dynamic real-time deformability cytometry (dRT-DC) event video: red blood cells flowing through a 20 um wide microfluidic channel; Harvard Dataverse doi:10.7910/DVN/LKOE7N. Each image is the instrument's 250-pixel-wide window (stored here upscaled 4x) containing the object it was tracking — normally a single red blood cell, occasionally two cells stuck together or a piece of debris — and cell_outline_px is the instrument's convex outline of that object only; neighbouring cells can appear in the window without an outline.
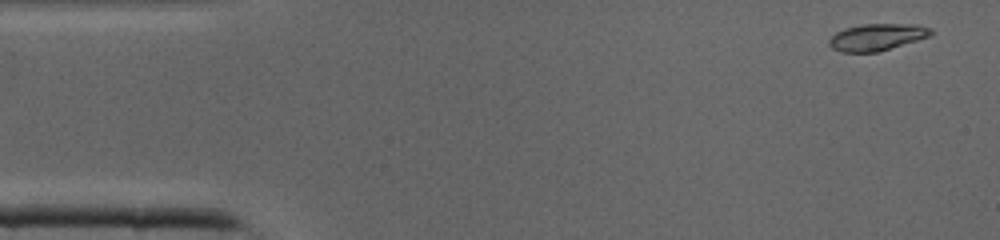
{"species": "common noctule bat (a hibernating species)", "species_latin": "Nyctalus noctula", "temperature_condition": "cold", "stored_images_in_passage": 40, "camera_frame_rate_fps": 3000, "um_per_image_px": 0.085, "animal": {"sex": "male", "body_mass_g": 19.0, "forearm_length_mm": 50.8}, "frame": {"image": 1, "passage_image": 1, "time_ms": 0.0, "image_size_px": [1000, 240], "cell_outline_px": [[932, 36], [876, 52], [840, 52], [832, 48], [828, 44], [828, 40], [836, 32], [844, 28], [864, 24], [916, 24], [932, 28]], "centroid_in_image_um": [74.54, 3.15], "position_along_channel_um": 10.5, "area_um2": 15.95}}
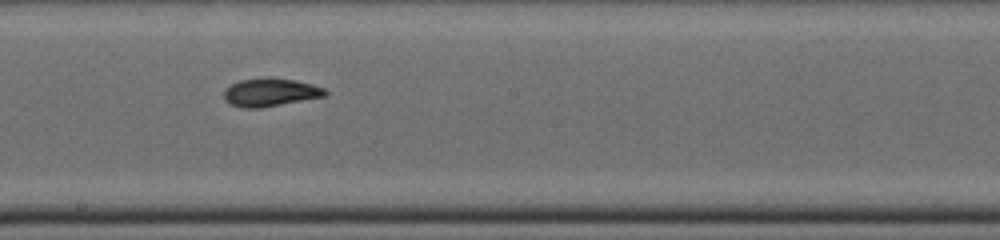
{"frame": {"image": 2, "passage_image": 21, "time_ms": 6.667, "image_size_px": [1000, 240], "cell_outline_px": [[328, 92], [324, 96], [260, 108], [240, 108], [224, 100], [224, 92], [232, 84], [240, 80], [268, 76], [296, 80], [312, 84], [324, 88]], "centroid_in_image_um": [22.97, 7.83], "position_along_channel_um": 225.2, "area_um2": 16.59}}
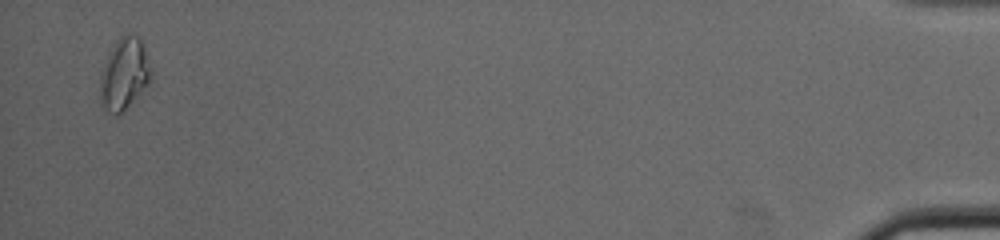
{"frame": {"image": 3, "passage_image": 39, "time_ms": 12.667, "image_size_px": [1000, 240], "cell_outline_px": [[152, 80], [116, 116], [108, 112], [104, 108], [100, 100], [100, 76], [104, 64], [116, 40], [124, 32], [136, 36], [140, 40], [144, 48], [152, 68]], "centroid_in_image_um": [10.56, 6.26], "position_along_channel_um": 424.6, "area_um2": 20.98}}